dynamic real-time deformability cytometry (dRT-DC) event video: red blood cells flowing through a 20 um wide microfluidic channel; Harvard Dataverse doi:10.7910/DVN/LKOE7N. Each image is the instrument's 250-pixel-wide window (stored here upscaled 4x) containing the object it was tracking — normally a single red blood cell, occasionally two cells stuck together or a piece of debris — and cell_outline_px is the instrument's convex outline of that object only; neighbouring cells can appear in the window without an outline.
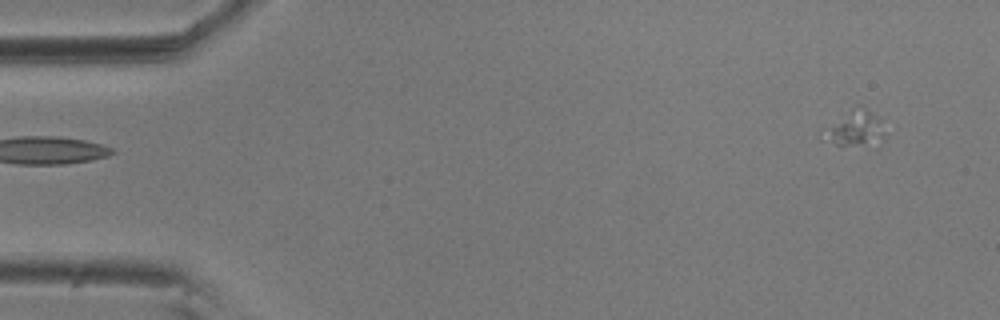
{"species": "common noctule bat (a hibernating species)", "species_latin": "Nyctalus noctula", "temperature_condition": "room temperature", "stored_images_in_passage": 10, "camera_frame_rate_fps": 3000, "um_per_image_px": 0.085, "animal": {"sex": "male", "body_mass_g": 20.5, "forearm_length_mm": 52.5}, "frame": {"image": 1, "passage_image": 1, "time_ms": 0.0, "image_size_px": [1000, 320], "cell_outline_px": [[884, 140], [840, 148], [820, 140], [816, 136], [820, 128], [852, 108], [860, 104], [880, 120], [884, 132]], "centroid_in_image_um": [72.46, 10.95], "position_along_channel_um": 12.5, "area_um2": 13.53}}